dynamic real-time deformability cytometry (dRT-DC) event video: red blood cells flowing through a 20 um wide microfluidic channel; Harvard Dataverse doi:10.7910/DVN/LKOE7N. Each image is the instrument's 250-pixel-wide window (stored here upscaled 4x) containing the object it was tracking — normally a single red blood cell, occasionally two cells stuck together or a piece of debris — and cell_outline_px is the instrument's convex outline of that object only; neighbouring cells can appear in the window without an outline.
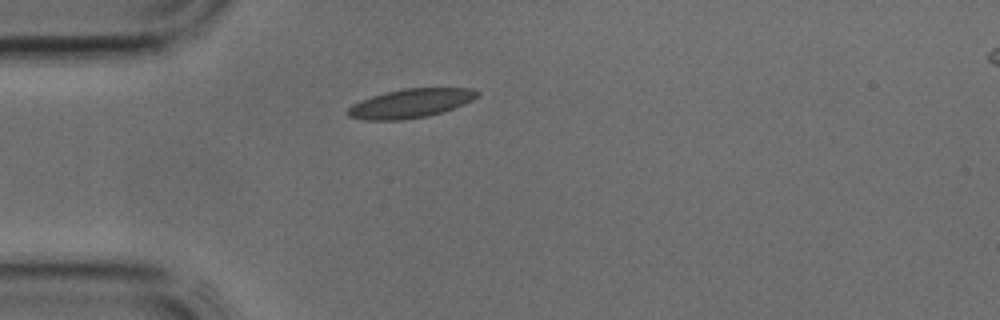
{"species": "common noctule bat (a hibernating species)", "species_latin": "Nyctalus noctula", "temperature_condition": "cold", "stored_images_in_passage": 1, "camera_frame_rate_fps": 3000, "um_per_image_px": 0.085, "animal": {"sex": "male", "body_mass_g": 17.9, "forearm_length_mm": 54.2}, "frame": {"image": 1, "passage_image": 1, "time_ms": 0.0, "image_size_px": [1000, 320], "cell_outline_px": [[480, 92], [472, 100], [464, 104], [428, 116], [400, 120], [364, 120], [348, 116], [344, 112], [352, 104], [360, 100], [372, 96], [404, 88], [472, 88]], "centroid_in_image_um": [34.85, 8.79], "position_along_channel_um": 50.1, "area_um2": 21.73}}